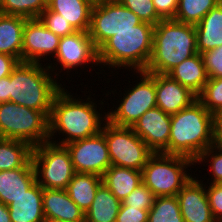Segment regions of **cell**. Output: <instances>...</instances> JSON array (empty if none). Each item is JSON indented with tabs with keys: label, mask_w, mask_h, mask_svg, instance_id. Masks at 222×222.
Returning <instances> with one entry per match:
<instances>
[{
	"label": "cell",
	"mask_w": 222,
	"mask_h": 222,
	"mask_svg": "<svg viewBox=\"0 0 222 222\" xmlns=\"http://www.w3.org/2000/svg\"><path fill=\"white\" fill-rule=\"evenodd\" d=\"M208 160V161H205ZM197 164L208 162L212 174L210 183L222 184V148L217 144L208 147L195 161ZM199 162V163H198Z\"/></svg>",
	"instance_id": "d6a6232c"
},
{
	"label": "cell",
	"mask_w": 222,
	"mask_h": 222,
	"mask_svg": "<svg viewBox=\"0 0 222 222\" xmlns=\"http://www.w3.org/2000/svg\"><path fill=\"white\" fill-rule=\"evenodd\" d=\"M148 210L120 206L116 222H148Z\"/></svg>",
	"instance_id": "f35d334b"
},
{
	"label": "cell",
	"mask_w": 222,
	"mask_h": 222,
	"mask_svg": "<svg viewBox=\"0 0 222 222\" xmlns=\"http://www.w3.org/2000/svg\"><path fill=\"white\" fill-rule=\"evenodd\" d=\"M102 181L122 201L142 183V173L136 169L111 165L103 174Z\"/></svg>",
	"instance_id": "d4e9b609"
},
{
	"label": "cell",
	"mask_w": 222,
	"mask_h": 222,
	"mask_svg": "<svg viewBox=\"0 0 222 222\" xmlns=\"http://www.w3.org/2000/svg\"><path fill=\"white\" fill-rule=\"evenodd\" d=\"M19 62L20 61L14 56L0 53V78L11 75L13 69Z\"/></svg>",
	"instance_id": "60d3db41"
},
{
	"label": "cell",
	"mask_w": 222,
	"mask_h": 222,
	"mask_svg": "<svg viewBox=\"0 0 222 222\" xmlns=\"http://www.w3.org/2000/svg\"><path fill=\"white\" fill-rule=\"evenodd\" d=\"M167 75L189 88L197 96L203 91L209 77L206 72L203 57L200 53L185 59L171 69Z\"/></svg>",
	"instance_id": "44dd1931"
},
{
	"label": "cell",
	"mask_w": 222,
	"mask_h": 222,
	"mask_svg": "<svg viewBox=\"0 0 222 222\" xmlns=\"http://www.w3.org/2000/svg\"><path fill=\"white\" fill-rule=\"evenodd\" d=\"M70 153L75 172L103 176L111 166L108 145L100 133L64 145Z\"/></svg>",
	"instance_id": "7c38bea8"
},
{
	"label": "cell",
	"mask_w": 222,
	"mask_h": 222,
	"mask_svg": "<svg viewBox=\"0 0 222 222\" xmlns=\"http://www.w3.org/2000/svg\"><path fill=\"white\" fill-rule=\"evenodd\" d=\"M32 150L28 142L0 138V171L23 167L31 159Z\"/></svg>",
	"instance_id": "83f0119b"
},
{
	"label": "cell",
	"mask_w": 222,
	"mask_h": 222,
	"mask_svg": "<svg viewBox=\"0 0 222 222\" xmlns=\"http://www.w3.org/2000/svg\"><path fill=\"white\" fill-rule=\"evenodd\" d=\"M206 195L212 215L217 222H222V184L208 183Z\"/></svg>",
	"instance_id": "74e56055"
},
{
	"label": "cell",
	"mask_w": 222,
	"mask_h": 222,
	"mask_svg": "<svg viewBox=\"0 0 222 222\" xmlns=\"http://www.w3.org/2000/svg\"><path fill=\"white\" fill-rule=\"evenodd\" d=\"M216 144V116L197 99L171 115L168 147L162 152L195 161L208 147Z\"/></svg>",
	"instance_id": "7a4b0ae2"
},
{
	"label": "cell",
	"mask_w": 222,
	"mask_h": 222,
	"mask_svg": "<svg viewBox=\"0 0 222 222\" xmlns=\"http://www.w3.org/2000/svg\"><path fill=\"white\" fill-rule=\"evenodd\" d=\"M90 2H92L93 4H98V3H101L105 0H89Z\"/></svg>",
	"instance_id": "bcb514c9"
},
{
	"label": "cell",
	"mask_w": 222,
	"mask_h": 222,
	"mask_svg": "<svg viewBox=\"0 0 222 222\" xmlns=\"http://www.w3.org/2000/svg\"><path fill=\"white\" fill-rule=\"evenodd\" d=\"M209 78L222 77V45L201 53Z\"/></svg>",
	"instance_id": "8d00e7d4"
},
{
	"label": "cell",
	"mask_w": 222,
	"mask_h": 222,
	"mask_svg": "<svg viewBox=\"0 0 222 222\" xmlns=\"http://www.w3.org/2000/svg\"><path fill=\"white\" fill-rule=\"evenodd\" d=\"M0 222H11L8 206L0 202Z\"/></svg>",
	"instance_id": "ee69618b"
},
{
	"label": "cell",
	"mask_w": 222,
	"mask_h": 222,
	"mask_svg": "<svg viewBox=\"0 0 222 222\" xmlns=\"http://www.w3.org/2000/svg\"><path fill=\"white\" fill-rule=\"evenodd\" d=\"M192 165H195V162L188 157L153 153L141 170L142 183L156 197L176 196L191 179L188 167L191 170Z\"/></svg>",
	"instance_id": "8992f818"
},
{
	"label": "cell",
	"mask_w": 222,
	"mask_h": 222,
	"mask_svg": "<svg viewBox=\"0 0 222 222\" xmlns=\"http://www.w3.org/2000/svg\"><path fill=\"white\" fill-rule=\"evenodd\" d=\"M171 115L159 107L146 111L131 127L154 152H163L169 144Z\"/></svg>",
	"instance_id": "9a60e30c"
},
{
	"label": "cell",
	"mask_w": 222,
	"mask_h": 222,
	"mask_svg": "<svg viewBox=\"0 0 222 222\" xmlns=\"http://www.w3.org/2000/svg\"><path fill=\"white\" fill-rule=\"evenodd\" d=\"M197 53L194 25L173 19L161 20L154 26L152 53L145 72L167 74Z\"/></svg>",
	"instance_id": "3957f363"
},
{
	"label": "cell",
	"mask_w": 222,
	"mask_h": 222,
	"mask_svg": "<svg viewBox=\"0 0 222 222\" xmlns=\"http://www.w3.org/2000/svg\"><path fill=\"white\" fill-rule=\"evenodd\" d=\"M155 79L156 104L167 114H175L196 101L197 95L167 74L149 73Z\"/></svg>",
	"instance_id": "e0dca14e"
},
{
	"label": "cell",
	"mask_w": 222,
	"mask_h": 222,
	"mask_svg": "<svg viewBox=\"0 0 222 222\" xmlns=\"http://www.w3.org/2000/svg\"><path fill=\"white\" fill-rule=\"evenodd\" d=\"M27 18L0 13V53L22 62L23 29Z\"/></svg>",
	"instance_id": "cb8c5ba5"
},
{
	"label": "cell",
	"mask_w": 222,
	"mask_h": 222,
	"mask_svg": "<svg viewBox=\"0 0 222 222\" xmlns=\"http://www.w3.org/2000/svg\"><path fill=\"white\" fill-rule=\"evenodd\" d=\"M216 144L222 148V113L216 116Z\"/></svg>",
	"instance_id": "7bdbcfd3"
},
{
	"label": "cell",
	"mask_w": 222,
	"mask_h": 222,
	"mask_svg": "<svg viewBox=\"0 0 222 222\" xmlns=\"http://www.w3.org/2000/svg\"><path fill=\"white\" fill-rule=\"evenodd\" d=\"M47 29L57 36L64 37L76 32L73 26L62 18V15L51 11L48 7L38 17Z\"/></svg>",
	"instance_id": "e575fe53"
},
{
	"label": "cell",
	"mask_w": 222,
	"mask_h": 222,
	"mask_svg": "<svg viewBox=\"0 0 222 222\" xmlns=\"http://www.w3.org/2000/svg\"><path fill=\"white\" fill-rule=\"evenodd\" d=\"M126 8L130 9L143 22L156 25L162 19L158 16L152 0H118Z\"/></svg>",
	"instance_id": "836d02e7"
},
{
	"label": "cell",
	"mask_w": 222,
	"mask_h": 222,
	"mask_svg": "<svg viewBox=\"0 0 222 222\" xmlns=\"http://www.w3.org/2000/svg\"><path fill=\"white\" fill-rule=\"evenodd\" d=\"M43 222H64L58 219H50V218H45V220Z\"/></svg>",
	"instance_id": "f6af8a7d"
},
{
	"label": "cell",
	"mask_w": 222,
	"mask_h": 222,
	"mask_svg": "<svg viewBox=\"0 0 222 222\" xmlns=\"http://www.w3.org/2000/svg\"><path fill=\"white\" fill-rule=\"evenodd\" d=\"M60 37L47 29L39 18L27 19L23 29L22 62L40 63L55 57ZM53 55V56H52Z\"/></svg>",
	"instance_id": "5bb4252c"
},
{
	"label": "cell",
	"mask_w": 222,
	"mask_h": 222,
	"mask_svg": "<svg viewBox=\"0 0 222 222\" xmlns=\"http://www.w3.org/2000/svg\"><path fill=\"white\" fill-rule=\"evenodd\" d=\"M143 21L118 0H105L94 4L89 35L98 49L107 39L118 31L133 30Z\"/></svg>",
	"instance_id": "8fae6325"
},
{
	"label": "cell",
	"mask_w": 222,
	"mask_h": 222,
	"mask_svg": "<svg viewBox=\"0 0 222 222\" xmlns=\"http://www.w3.org/2000/svg\"><path fill=\"white\" fill-rule=\"evenodd\" d=\"M155 197L154 193L146 185L141 183L121 201V206L135 207L149 211L154 204Z\"/></svg>",
	"instance_id": "d590c367"
},
{
	"label": "cell",
	"mask_w": 222,
	"mask_h": 222,
	"mask_svg": "<svg viewBox=\"0 0 222 222\" xmlns=\"http://www.w3.org/2000/svg\"><path fill=\"white\" fill-rule=\"evenodd\" d=\"M197 98L210 113H222V77L209 78Z\"/></svg>",
	"instance_id": "1f68e13d"
},
{
	"label": "cell",
	"mask_w": 222,
	"mask_h": 222,
	"mask_svg": "<svg viewBox=\"0 0 222 222\" xmlns=\"http://www.w3.org/2000/svg\"><path fill=\"white\" fill-rule=\"evenodd\" d=\"M93 6L89 0H47V7L62 15L76 31H89Z\"/></svg>",
	"instance_id": "7402d4cb"
},
{
	"label": "cell",
	"mask_w": 222,
	"mask_h": 222,
	"mask_svg": "<svg viewBox=\"0 0 222 222\" xmlns=\"http://www.w3.org/2000/svg\"><path fill=\"white\" fill-rule=\"evenodd\" d=\"M36 182L32 160L23 167L0 171V202L9 206Z\"/></svg>",
	"instance_id": "d6986e66"
},
{
	"label": "cell",
	"mask_w": 222,
	"mask_h": 222,
	"mask_svg": "<svg viewBox=\"0 0 222 222\" xmlns=\"http://www.w3.org/2000/svg\"><path fill=\"white\" fill-rule=\"evenodd\" d=\"M141 77L135 86L123 93L116 109L107 112L108 121L119 127H132L149 109L157 106L155 79L145 71H136Z\"/></svg>",
	"instance_id": "30bf717a"
},
{
	"label": "cell",
	"mask_w": 222,
	"mask_h": 222,
	"mask_svg": "<svg viewBox=\"0 0 222 222\" xmlns=\"http://www.w3.org/2000/svg\"><path fill=\"white\" fill-rule=\"evenodd\" d=\"M120 206L121 201L102 184L91 207L85 212V222H116Z\"/></svg>",
	"instance_id": "4316f807"
},
{
	"label": "cell",
	"mask_w": 222,
	"mask_h": 222,
	"mask_svg": "<svg viewBox=\"0 0 222 222\" xmlns=\"http://www.w3.org/2000/svg\"><path fill=\"white\" fill-rule=\"evenodd\" d=\"M11 222H43V188L35 182L8 206Z\"/></svg>",
	"instance_id": "ffe728a7"
},
{
	"label": "cell",
	"mask_w": 222,
	"mask_h": 222,
	"mask_svg": "<svg viewBox=\"0 0 222 222\" xmlns=\"http://www.w3.org/2000/svg\"><path fill=\"white\" fill-rule=\"evenodd\" d=\"M52 75L45 63L19 62L9 75V101L49 118L53 100L63 88Z\"/></svg>",
	"instance_id": "277c9868"
},
{
	"label": "cell",
	"mask_w": 222,
	"mask_h": 222,
	"mask_svg": "<svg viewBox=\"0 0 222 222\" xmlns=\"http://www.w3.org/2000/svg\"><path fill=\"white\" fill-rule=\"evenodd\" d=\"M31 160L36 182L45 189H66L76 173L64 145L47 141L34 146Z\"/></svg>",
	"instance_id": "ba28073f"
},
{
	"label": "cell",
	"mask_w": 222,
	"mask_h": 222,
	"mask_svg": "<svg viewBox=\"0 0 222 222\" xmlns=\"http://www.w3.org/2000/svg\"><path fill=\"white\" fill-rule=\"evenodd\" d=\"M45 218L64 222H85V212L69 197L66 189L43 188Z\"/></svg>",
	"instance_id": "ac0fdd59"
},
{
	"label": "cell",
	"mask_w": 222,
	"mask_h": 222,
	"mask_svg": "<svg viewBox=\"0 0 222 222\" xmlns=\"http://www.w3.org/2000/svg\"><path fill=\"white\" fill-rule=\"evenodd\" d=\"M0 138L22 140L32 147L47 142L48 117L42 111L17 103H0Z\"/></svg>",
	"instance_id": "52a82bcc"
},
{
	"label": "cell",
	"mask_w": 222,
	"mask_h": 222,
	"mask_svg": "<svg viewBox=\"0 0 222 222\" xmlns=\"http://www.w3.org/2000/svg\"><path fill=\"white\" fill-rule=\"evenodd\" d=\"M176 197L184 222H217L208 203L206 185L201 179L192 176Z\"/></svg>",
	"instance_id": "2e32d148"
},
{
	"label": "cell",
	"mask_w": 222,
	"mask_h": 222,
	"mask_svg": "<svg viewBox=\"0 0 222 222\" xmlns=\"http://www.w3.org/2000/svg\"><path fill=\"white\" fill-rule=\"evenodd\" d=\"M154 25L142 22L133 30L118 31L98 48L99 66L145 71L153 45Z\"/></svg>",
	"instance_id": "5b68a950"
},
{
	"label": "cell",
	"mask_w": 222,
	"mask_h": 222,
	"mask_svg": "<svg viewBox=\"0 0 222 222\" xmlns=\"http://www.w3.org/2000/svg\"><path fill=\"white\" fill-rule=\"evenodd\" d=\"M148 222H184L177 197H155L148 212Z\"/></svg>",
	"instance_id": "f546056e"
},
{
	"label": "cell",
	"mask_w": 222,
	"mask_h": 222,
	"mask_svg": "<svg viewBox=\"0 0 222 222\" xmlns=\"http://www.w3.org/2000/svg\"><path fill=\"white\" fill-rule=\"evenodd\" d=\"M46 8L47 0H0V13L27 19L38 18Z\"/></svg>",
	"instance_id": "4dcf8cb0"
},
{
	"label": "cell",
	"mask_w": 222,
	"mask_h": 222,
	"mask_svg": "<svg viewBox=\"0 0 222 222\" xmlns=\"http://www.w3.org/2000/svg\"><path fill=\"white\" fill-rule=\"evenodd\" d=\"M219 3L220 0H178V9L173 20L195 26Z\"/></svg>",
	"instance_id": "f1b7e54d"
},
{
	"label": "cell",
	"mask_w": 222,
	"mask_h": 222,
	"mask_svg": "<svg viewBox=\"0 0 222 222\" xmlns=\"http://www.w3.org/2000/svg\"><path fill=\"white\" fill-rule=\"evenodd\" d=\"M198 53H203L222 45V4L212 8L195 25Z\"/></svg>",
	"instance_id": "603a6c76"
},
{
	"label": "cell",
	"mask_w": 222,
	"mask_h": 222,
	"mask_svg": "<svg viewBox=\"0 0 222 222\" xmlns=\"http://www.w3.org/2000/svg\"><path fill=\"white\" fill-rule=\"evenodd\" d=\"M74 97L65 88H62L55 96L48 118L49 142L65 145L91 137L102 131L104 124L108 120L107 112H104L103 116L100 113V109L99 111L97 110V104L90 96L85 99L86 101L79 99V97L77 99ZM57 133L66 137L61 138L60 141H54L53 137Z\"/></svg>",
	"instance_id": "6da1fadb"
},
{
	"label": "cell",
	"mask_w": 222,
	"mask_h": 222,
	"mask_svg": "<svg viewBox=\"0 0 222 222\" xmlns=\"http://www.w3.org/2000/svg\"><path fill=\"white\" fill-rule=\"evenodd\" d=\"M111 165L141 171L154 153L131 127H119L108 120L103 126Z\"/></svg>",
	"instance_id": "9c48e42d"
},
{
	"label": "cell",
	"mask_w": 222,
	"mask_h": 222,
	"mask_svg": "<svg viewBox=\"0 0 222 222\" xmlns=\"http://www.w3.org/2000/svg\"><path fill=\"white\" fill-rule=\"evenodd\" d=\"M158 16L162 20L174 19L178 9V0H152Z\"/></svg>",
	"instance_id": "ab89813d"
},
{
	"label": "cell",
	"mask_w": 222,
	"mask_h": 222,
	"mask_svg": "<svg viewBox=\"0 0 222 222\" xmlns=\"http://www.w3.org/2000/svg\"><path fill=\"white\" fill-rule=\"evenodd\" d=\"M102 184L101 176L76 172L66 191L77 206L86 212L91 207L95 194Z\"/></svg>",
	"instance_id": "484cf974"
},
{
	"label": "cell",
	"mask_w": 222,
	"mask_h": 222,
	"mask_svg": "<svg viewBox=\"0 0 222 222\" xmlns=\"http://www.w3.org/2000/svg\"><path fill=\"white\" fill-rule=\"evenodd\" d=\"M9 102V76L0 78V103Z\"/></svg>",
	"instance_id": "b9f144b4"
},
{
	"label": "cell",
	"mask_w": 222,
	"mask_h": 222,
	"mask_svg": "<svg viewBox=\"0 0 222 222\" xmlns=\"http://www.w3.org/2000/svg\"><path fill=\"white\" fill-rule=\"evenodd\" d=\"M56 59V60H55ZM56 61L54 65L48 63L47 67L55 76H60V72L66 69L71 71L76 67H82L88 63L92 65L99 64L98 61V49L95 47L93 40L91 39L88 31H76L75 33L60 38L57 53L54 57ZM63 69L56 73L58 63ZM55 71V72H54Z\"/></svg>",
	"instance_id": "4fadbf2b"
}]
</instances>
